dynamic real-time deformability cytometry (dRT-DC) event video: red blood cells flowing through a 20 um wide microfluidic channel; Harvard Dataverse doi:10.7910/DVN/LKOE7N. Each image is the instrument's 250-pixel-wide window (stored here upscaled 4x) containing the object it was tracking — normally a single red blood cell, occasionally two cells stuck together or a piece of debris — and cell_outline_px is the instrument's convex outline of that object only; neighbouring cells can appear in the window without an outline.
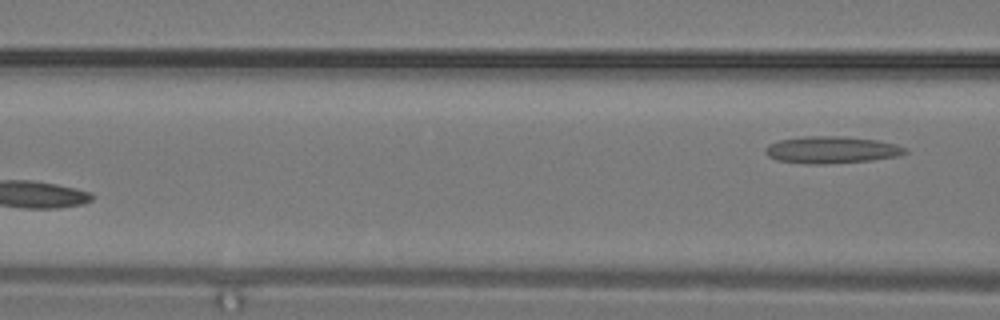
{"species": "common noctule bat (a hibernating species)", "species_latin": "Nyctalus noctula", "temperature_condition": "warm", "stored_images_in_passage": 10, "segment_of_instrument_passage": [2, 2], "camera_frame_rate_fps": 3000, "um_per_image_px": 0.085, "animal": {"sex": "male", "body_mass_g": 19.2, "forearm_length_mm": 51.8}, "frame": {"image": 1, "passage_image": 10, "time_ms": 3.0, "image_size_px": [1000, 320], "cell_outline_px": [[908, 152], [900, 156], [872, 160], [824, 164], [808, 164], [776, 160], [768, 156], [764, 152], [764, 148], [768, 144], [780, 140], [804, 136], [848, 136], [876, 140], [896, 144], [908, 148]], "centroid_in_image_um": [70.7, 12.73], "position_along_channel_um": 95.9, "area_um2": 22.25}}